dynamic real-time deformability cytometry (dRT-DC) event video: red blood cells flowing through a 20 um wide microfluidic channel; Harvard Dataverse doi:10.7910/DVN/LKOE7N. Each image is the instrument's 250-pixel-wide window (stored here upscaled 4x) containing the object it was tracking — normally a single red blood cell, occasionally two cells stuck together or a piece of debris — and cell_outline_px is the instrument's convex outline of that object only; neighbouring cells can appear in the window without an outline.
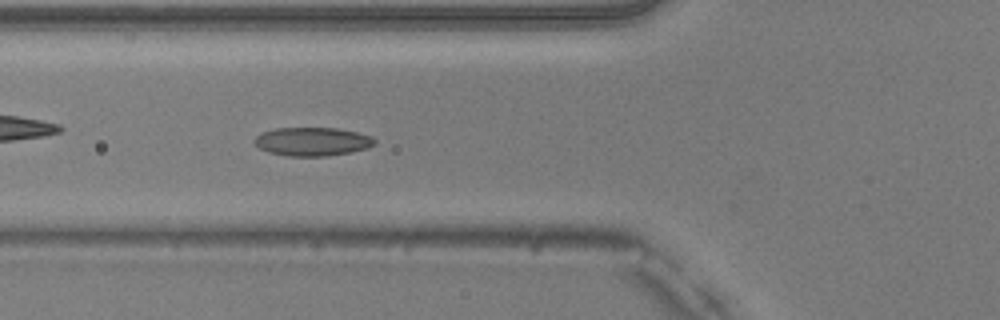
{"species": "common noctule bat (a hibernating species)", "species_latin": "Nyctalus noctula", "temperature_condition": "warm", "stored_images_in_passage": 51, "camera_frame_rate_fps": 3000, "um_per_image_px": 0.085, "animal": {"sex": "male", "body_mass_g": 20.5, "forearm_length_mm": 52.5}, "frame": {"image": 1, "passage_image": 19, "time_ms": 6.0, "image_size_px": [1000, 320], "cell_outline_px": [[376, 144], [368, 148], [352, 152], [328, 156], [288, 156], [268, 152], [260, 148], [252, 140], [260, 132], [276, 128], [336, 128], [356, 132], [372, 136], [376, 140]], "centroid_in_image_um": [26.56, 12.03], "position_along_channel_um": 99.2, "area_um2": 20.17}}
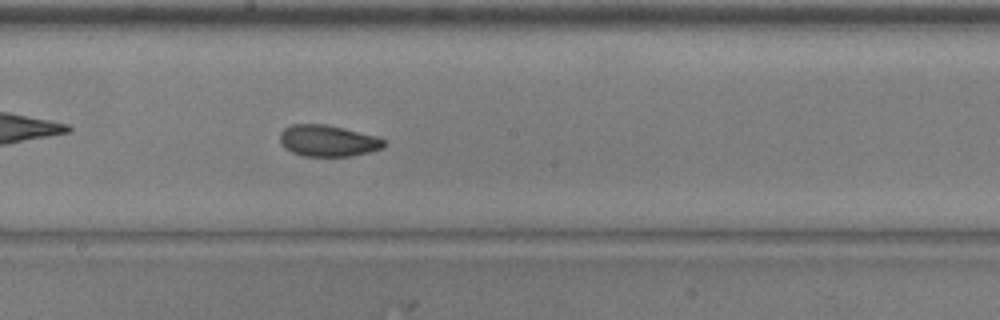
{"frame": {"image": 2, "passage_image": 28, "time_ms": 9.0, "image_size_px": [1000, 320], "cell_outline_px": [[384, 148], [352, 156], [304, 156], [292, 152], [284, 148], [280, 144], [280, 132], [284, 128], [292, 124], [324, 124], [344, 128], [380, 136], [384, 140]], "centroid_in_image_um": [27.87, 11.96], "position_along_channel_um": 220.3, "area_um2": 19.25}}
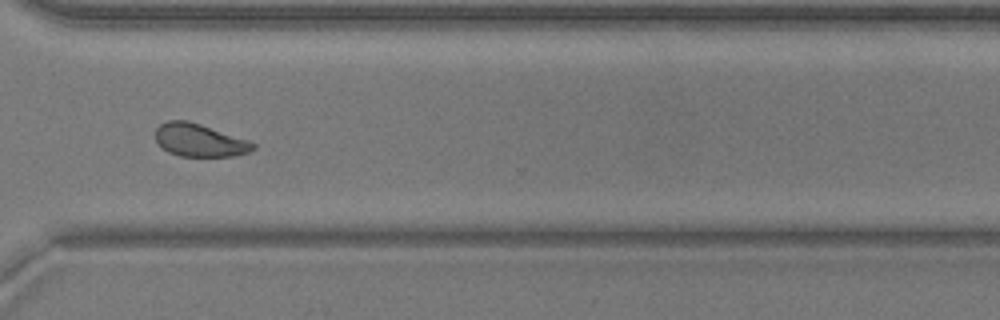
{"frame": {"image": 3, "passage_image": 38, "time_ms": 12.333, "image_size_px": [1000, 320], "cell_outline_px": [[256, 148], [248, 152], [232, 156], [180, 156], [168, 152], [156, 140], [156, 128], [160, 124], [168, 120], [188, 120], [248, 140], [256, 144]], "centroid_in_image_um": [16.96, 11.91], "position_along_channel_um": 353.6, "area_um2": 18.5}}